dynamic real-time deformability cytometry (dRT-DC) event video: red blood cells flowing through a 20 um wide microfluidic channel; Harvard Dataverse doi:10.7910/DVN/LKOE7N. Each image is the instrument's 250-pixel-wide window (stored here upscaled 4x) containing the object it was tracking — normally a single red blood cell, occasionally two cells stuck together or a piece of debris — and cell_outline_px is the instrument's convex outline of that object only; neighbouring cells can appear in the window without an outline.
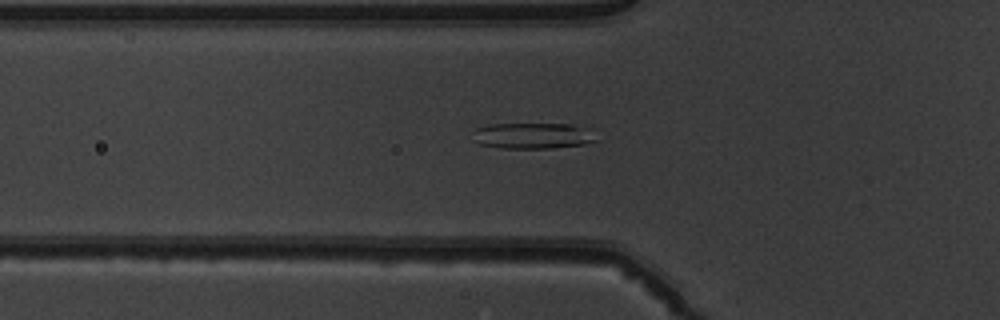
{"species": "common noctule bat (a hibernating species)", "species_latin": "Nyctalus noctula", "temperature_condition": "warm", "stored_images_in_passage": 51, "camera_frame_rate_fps": 3000, "um_per_image_px": 0.085, "animal": {"sex": "male", "body_mass_g": 19.5, "forearm_length_mm": 54.6}, "frame": {"image": 1, "passage_image": 18, "time_ms": 5.667, "image_size_px": [1000, 320], "cell_outline_px": [[600, 140], [584, 144], [552, 148], [500, 148], [480, 144], [472, 140], [476, 128], [488, 124], [572, 124], [584, 128]], "centroid_in_image_um": [45.25, 11.54], "position_along_channel_um": 80.6, "area_um2": 18.61}}
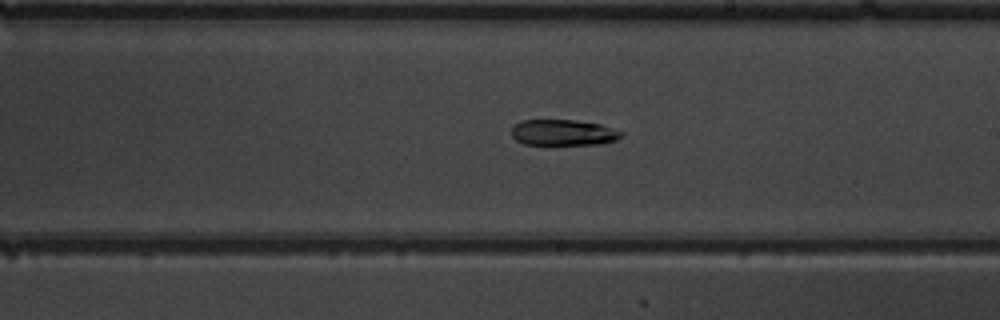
{"frame": {"image": 2, "passage_image": 30, "time_ms": 9.667, "image_size_px": [1000, 320], "cell_outline_px": [[624, 136], [616, 140], [600, 144], [524, 144], [516, 140], [512, 136], [512, 128], [520, 120], [576, 120], [600, 124], [624, 132]], "centroid_in_image_um": [47.91, 11.26], "position_along_channel_um": 241.1, "area_um2": 16.59}}
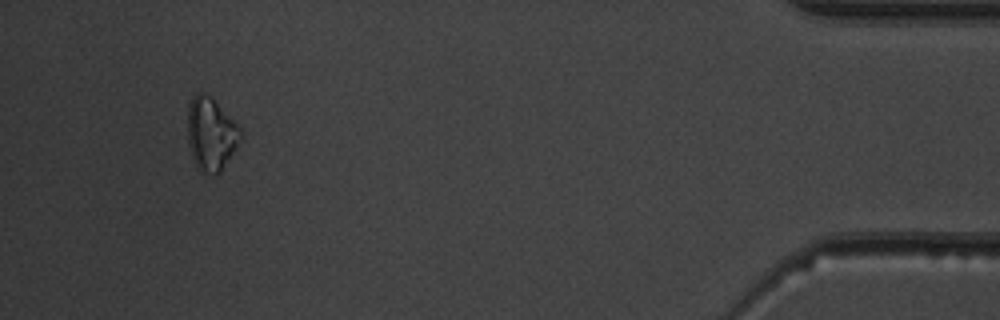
{"frame": {"image": 3, "passage_image": 48, "time_ms": 15.667, "image_size_px": [1000, 320], "cell_outline_px": [[244, 140], [220, 172], [204, 176], [196, 168], [188, 144], [188, 104], [192, 96], [196, 92], [200, 92], [208, 96], [244, 132]], "centroid_in_image_um": [17.95, 11.47], "position_along_channel_um": 417.3, "area_um2": 22.77}}